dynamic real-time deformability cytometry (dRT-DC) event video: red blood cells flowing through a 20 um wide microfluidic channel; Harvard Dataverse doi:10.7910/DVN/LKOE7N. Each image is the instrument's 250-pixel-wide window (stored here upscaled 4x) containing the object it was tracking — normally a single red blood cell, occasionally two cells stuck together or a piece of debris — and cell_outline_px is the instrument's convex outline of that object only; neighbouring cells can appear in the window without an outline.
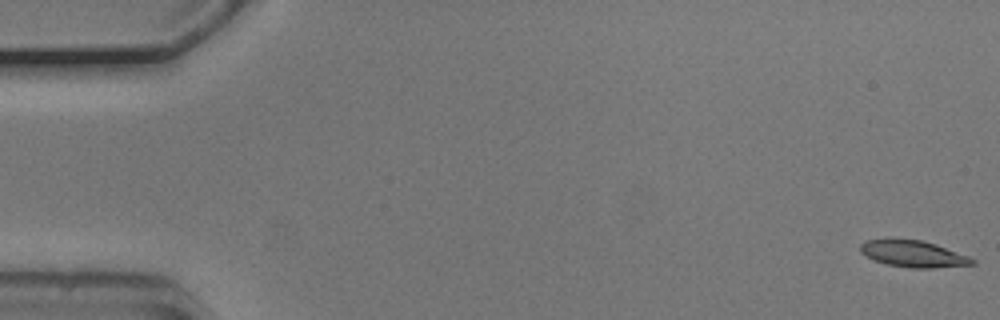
{"species": "common noctule bat (a hibernating species)", "species_latin": "Nyctalus noctula", "temperature_condition": "cold", "stored_images_in_passage": 54, "camera_frame_rate_fps": 3000, "um_per_image_px": 0.085, "animal": {"sex": "male", "body_mass_g": 20.5, "forearm_length_mm": 52.5}, "frame": {"image": 1, "passage_image": 1, "time_ms": 0.0, "image_size_px": [1000, 320], "cell_outline_px": [[976, 264], [932, 268], [912, 268], [888, 264], [872, 260], [860, 252], [860, 244], [864, 240], [888, 236], [892, 236], [920, 240], [936, 244], [968, 256], [976, 260]], "centroid_in_image_um": [77.54, 21.53], "position_along_channel_um": 7.5, "area_um2": 17.98}}
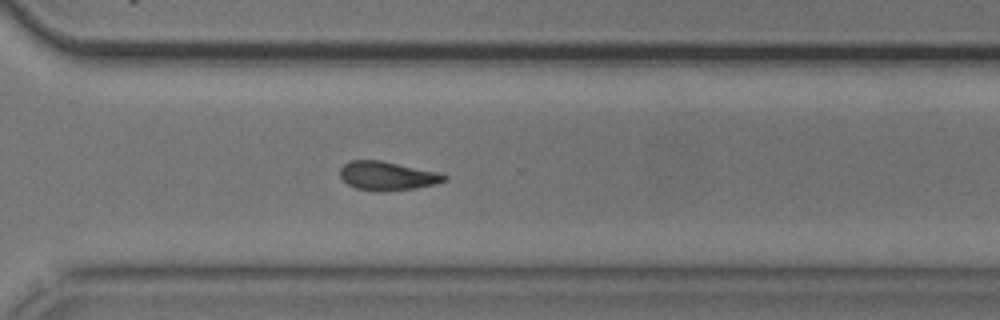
{"frame": {"image": 2, "passage_image": 39, "time_ms": 12.667, "image_size_px": [1000, 320], "cell_outline_px": [[448, 180], [436, 184], [412, 188], [384, 192], [376, 192], [356, 188], [348, 184], [340, 176], [340, 168], [348, 160], [380, 160], [436, 172], [448, 176]], "centroid_in_image_um": [32.89, 14.95], "position_along_channel_um": 337.7, "area_um2": 17.46}}
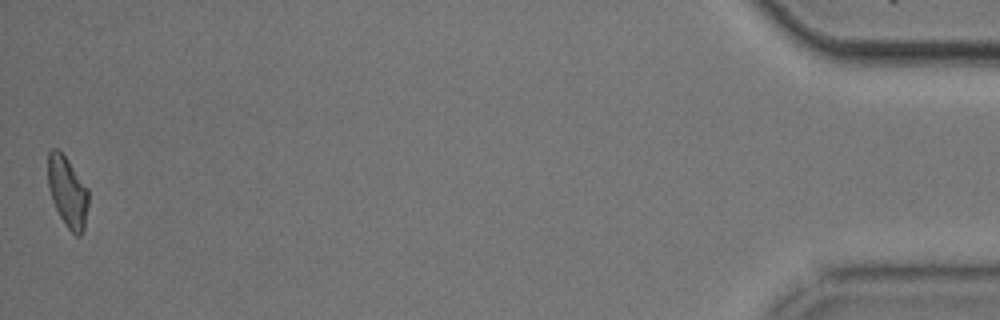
{"frame": {"image": 3, "passage_image": 54, "time_ms": 17.667, "image_size_px": [1000, 320], "cell_outline_px": [[88, 204], [84, 228], [80, 236], [76, 236], [64, 224], [52, 200], [48, 188], [48, 152], [52, 148], [56, 148], [68, 160], [88, 188]], "centroid_in_image_um": [5.74, 16.31], "position_along_channel_um": 429.5, "area_um2": 16.59}, "authors_computed_cell_mechanics": {"area_um2": 17.7446, "velocity_mm_per_s": 3.7227, "shape_relaxation_time_tau1_ms": 8.0057, "shape_relaxation_time_tau2_ms": null, "deformation_change_tau1": 0.1975, "deformation_change_tau2": null}}